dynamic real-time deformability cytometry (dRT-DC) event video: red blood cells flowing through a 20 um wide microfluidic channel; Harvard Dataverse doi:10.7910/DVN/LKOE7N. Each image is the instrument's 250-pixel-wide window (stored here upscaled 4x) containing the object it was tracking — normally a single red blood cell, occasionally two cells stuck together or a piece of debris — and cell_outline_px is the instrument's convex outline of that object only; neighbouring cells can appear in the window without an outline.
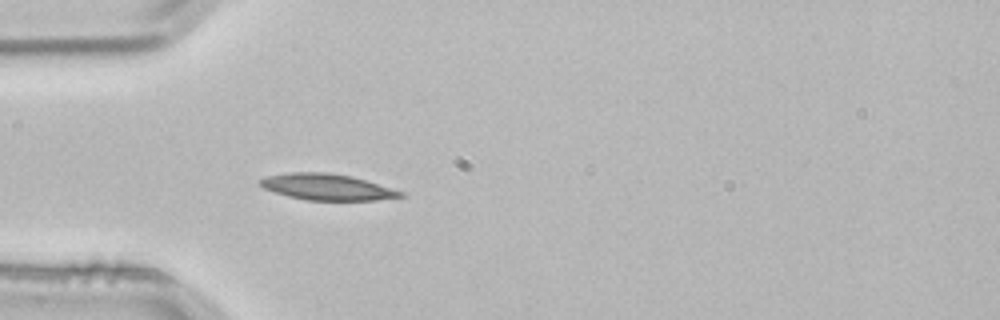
{"species": "common noctule bat (a hibernating species)", "species_latin": "Nyctalus noctula", "temperature_condition": "room temperature", "stored_images_in_passage": 4, "camera_frame_rate_fps": 3000, "um_per_image_px": 0.085, "animal": {"sex": "male", "body_mass_g": 21.5, "forearm_length_mm": 52.0}, "frame": {"image": 1, "passage_image": 4, "time_ms": 1.0, "image_size_px": [1000, 320], "cell_outline_px": [[408, 196], [376, 200], [304, 200], [288, 196], [264, 188], [260, 184], [260, 180], [264, 176], [288, 172], [328, 172], [352, 176], [404, 192]], "centroid_in_image_um": [27.81, 15.89], "position_along_channel_um": 57.2, "area_um2": 21.44}}